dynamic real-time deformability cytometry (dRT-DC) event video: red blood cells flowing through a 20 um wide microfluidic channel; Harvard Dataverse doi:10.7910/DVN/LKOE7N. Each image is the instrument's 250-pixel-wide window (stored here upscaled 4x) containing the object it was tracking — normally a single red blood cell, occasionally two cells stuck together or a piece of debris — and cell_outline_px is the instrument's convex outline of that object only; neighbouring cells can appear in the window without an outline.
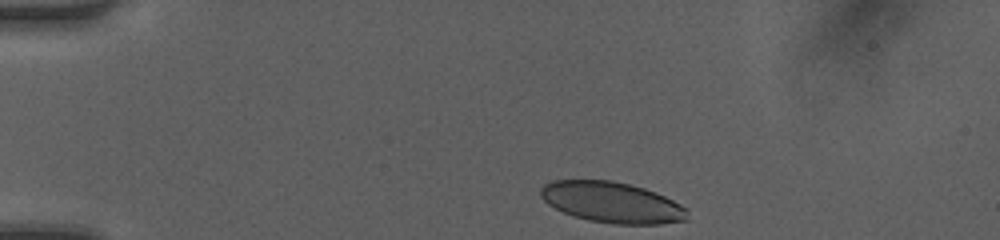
{"species": "human", "species_latin": "Homo sapiens", "temperature_condition": "room temperature", "stored_images_in_passage": 38, "camera_frame_rate_fps": 3000, "um_per_image_px": 0.085, "donor": {"sex": "female"}, "frame": {"image": 1, "passage_image": 1, "time_ms": 0.0, "image_size_px": [1000, 240], "cell_outline_px": [[688, 220], [660, 224], [612, 224], [588, 220], [572, 216], [548, 204], [540, 196], [540, 188], [544, 184], [552, 180], [612, 180], [644, 188], [656, 192], [688, 208]], "centroid_in_image_um": [52.02, 17.2], "position_along_channel_um": 33.0, "area_um2": 35.08}}
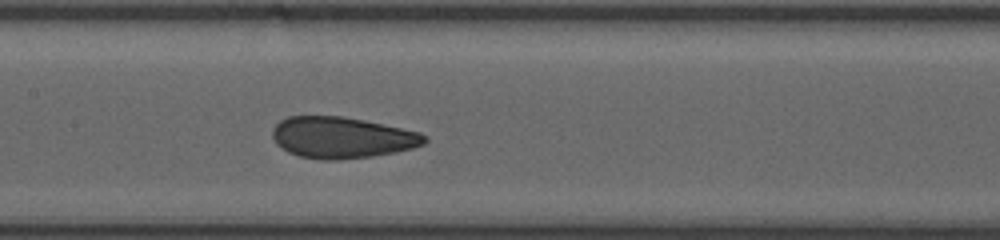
{"frame": {"image": 2, "passage_image": 16, "time_ms": 5.0, "image_size_px": [1000, 240], "cell_outline_px": [[428, 140], [424, 144], [412, 148], [372, 156], [336, 160], [320, 160], [300, 156], [288, 152], [276, 144], [272, 136], [272, 128], [280, 120], [288, 116], [340, 116], [364, 120], [420, 132], [428, 136]], "centroid_in_image_um": [29.04, 11.69], "position_along_channel_um": 178.4, "area_um2": 36.59}}
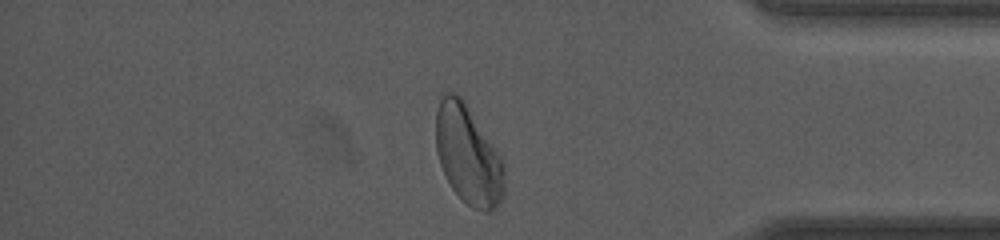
{"frame": {"image": 3, "passage_image": 33, "time_ms": 10.667, "image_size_px": [1000, 240], "cell_outline_px": [[504, 196], [488, 212], [484, 212], [472, 208], [452, 188], [440, 164], [436, 152], [436, 112], [440, 100], [444, 92], [456, 92], [460, 96], [504, 160]], "centroid_in_image_um": [39.79, 13.16], "position_along_channel_um": 395.4, "area_um2": 39.13}, "authors_computed_cell_mechanics": {"area_um2": 37.1654, "velocity_mm_per_s": 4.2159, "shape_relaxation_time_tau1_ms": 4.3347, "shape_relaxation_time_tau2_ms": 0.9189, "deformation_change_tau1": 0.1567, "deformation_change_tau2": 0.0781}}